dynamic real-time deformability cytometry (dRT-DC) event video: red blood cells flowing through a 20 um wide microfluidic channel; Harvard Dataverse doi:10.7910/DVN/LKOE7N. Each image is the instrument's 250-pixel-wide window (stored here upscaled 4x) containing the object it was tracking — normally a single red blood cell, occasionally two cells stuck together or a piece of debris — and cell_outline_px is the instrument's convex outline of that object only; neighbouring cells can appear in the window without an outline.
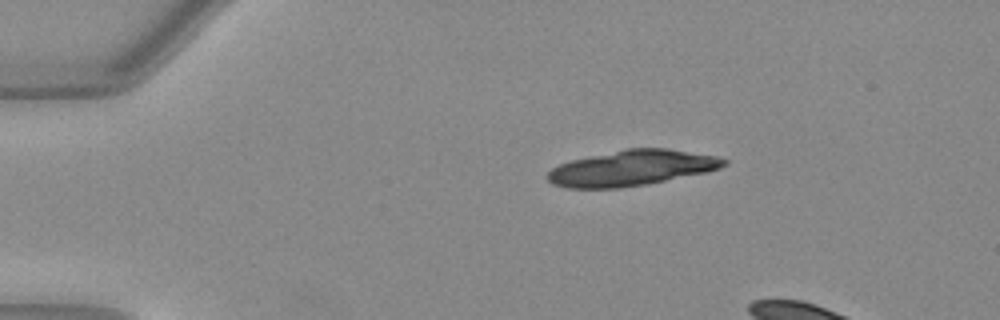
{"species": "Egyptian fruit bat (a non-hibernating species)", "species_latin": "Rousettus aegyptiacus", "temperature_condition": "warm", "stored_images_in_passage": 7, "camera_frame_rate_fps": 3000, "um_per_image_px": 0.085, "animal": {"sex": "female"}, "frame": {"image": 1, "passage_image": 1, "time_ms": 0.0, "image_size_px": [1000, 320], "cell_outline_px": [[728, 164], [720, 168], [708, 172], [644, 184], [620, 188], [568, 188], [552, 184], [544, 176], [552, 168], [560, 164], [572, 160], [628, 148], [668, 148], [716, 156], [728, 160]], "centroid_in_image_um": [53.7, 14.28], "position_along_channel_um": 31.3, "area_um2": 36.36}}